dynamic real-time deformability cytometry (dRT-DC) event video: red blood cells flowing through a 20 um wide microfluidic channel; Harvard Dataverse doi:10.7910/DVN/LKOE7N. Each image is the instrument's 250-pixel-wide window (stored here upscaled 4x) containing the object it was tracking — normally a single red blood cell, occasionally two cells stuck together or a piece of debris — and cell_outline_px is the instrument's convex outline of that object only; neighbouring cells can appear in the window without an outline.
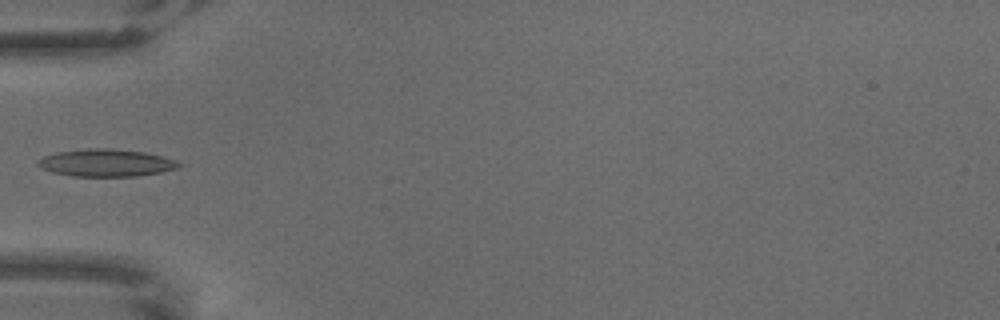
{"species": "common noctule bat (a hibernating species)", "species_latin": "Nyctalus noctula", "temperature_condition": "warm", "stored_images_in_passage": 12, "camera_frame_rate_fps": 3000, "um_per_image_px": 0.085, "animal": {"sex": "male", "body_mass_g": 18.8}, "frame": {"image": 1, "passage_image": 6, "time_ms": 1.667, "image_size_px": [1000, 320], "cell_outline_px": [[184, 164], [180, 168], [160, 172], [136, 176], [72, 176], [52, 172], [40, 168], [36, 164], [36, 160], [44, 156], [56, 152], [88, 148], [108, 148], [144, 152], [176, 160]], "centroid_in_image_um": [9.0, 13.84], "position_along_channel_um": 76.0, "area_um2": 22.6}}
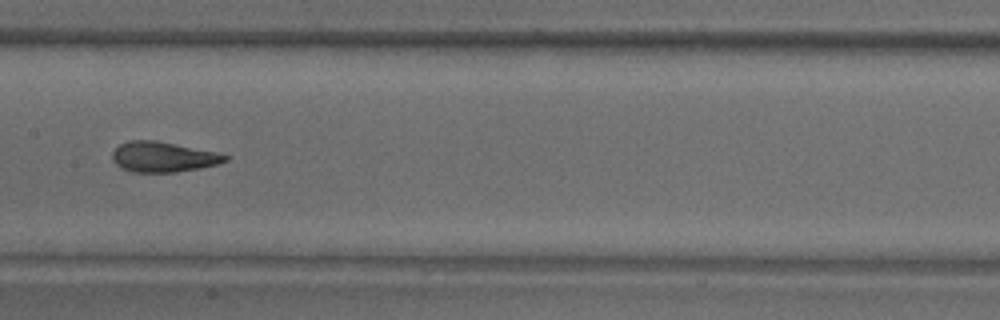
{"frame": {"image": 2, "passage_image": 9, "time_ms": 2.667, "image_size_px": [1000, 320], "cell_outline_px": [[232, 156], [228, 160], [216, 164], [200, 168], [176, 172], [132, 172], [120, 168], [112, 160], [112, 152], [120, 144], [128, 140], [156, 140], [216, 152]], "centroid_in_image_um": [13.85, 13.34], "position_along_channel_um": 193.5, "area_um2": 20.0}}
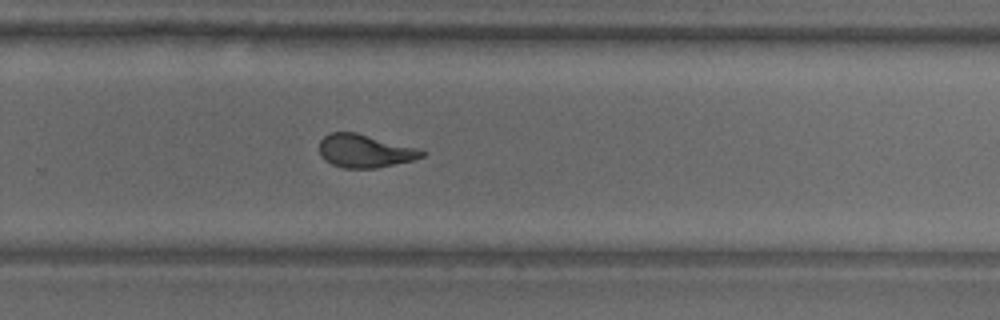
{"frame": {"image": 3, "passage_image": 12, "time_ms": 3.667, "image_size_px": [1000, 320], "cell_outline_px": [[428, 152], [424, 156], [412, 160], [376, 168], [344, 168], [332, 164], [324, 160], [320, 156], [320, 140], [328, 132], [356, 132], [416, 148]], "centroid_in_image_um": [30.98, 12.83], "position_along_channel_um": 298.8, "area_um2": 19.71}}